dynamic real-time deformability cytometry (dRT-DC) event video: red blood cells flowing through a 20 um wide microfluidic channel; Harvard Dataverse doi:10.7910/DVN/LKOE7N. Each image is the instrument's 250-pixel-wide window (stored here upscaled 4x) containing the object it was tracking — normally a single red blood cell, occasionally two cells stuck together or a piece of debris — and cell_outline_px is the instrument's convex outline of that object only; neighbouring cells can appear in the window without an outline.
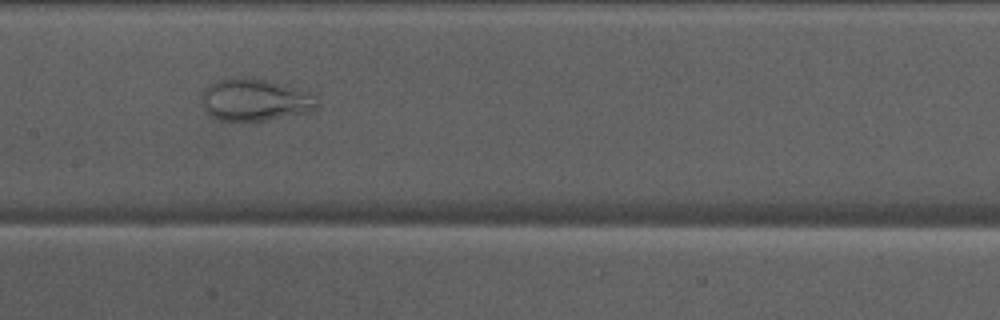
{"species": "Egyptian fruit bat (a non-hibernating species)", "species_latin": "Rousettus aegyptiacus", "temperature_condition": "warm", "stored_images_in_passage": 40, "camera_frame_rate_fps": 3000, "um_per_image_px": 0.085, "animal": {"sex": "male"}, "frame": {"image": 1, "passage_image": 18, "time_ms": 5.667, "image_size_px": [1000, 320], "cell_outline_px": [[316, 108], [304, 112], [264, 120], [240, 124], [216, 120], [204, 108], [204, 88], [216, 80], [232, 76], [244, 76], [268, 80], [316, 92]], "centroid_in_image_um": [21.66, 8.48], "position_along_channel_um": 185.7, "area_um2": 29.02}}